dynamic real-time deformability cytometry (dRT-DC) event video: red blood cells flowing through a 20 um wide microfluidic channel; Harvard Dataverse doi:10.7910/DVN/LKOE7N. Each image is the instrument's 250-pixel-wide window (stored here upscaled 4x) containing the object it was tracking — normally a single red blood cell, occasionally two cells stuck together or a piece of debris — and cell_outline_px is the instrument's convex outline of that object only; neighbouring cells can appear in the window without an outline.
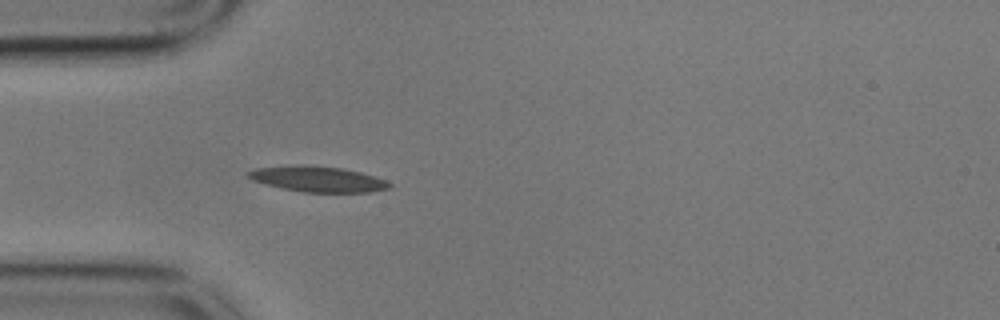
{"species": "common noctule bat (a hibernating species)", "species_latin": "Nyctalus noctula", "temperature_condition": "cold", "stored_images_in_passage": 46, "camera_frame_rate_fps": 3000, "um_per_image_px": 0.085, "animal": {"sex": "male", "body_mass_g": 17.9}, "frame": {"image": 1, "passage_image": 6, "time_ms": 1.667, "image_size_px": [1000, 320], "cell_outline_px": [[392, 188], [372, 192], [304, 192], [280, 188], [264, 184], [252, 180], [244, 176], [244, 172], [256, 168], [300, 164], [308, 164], [340, 168], [360, 172], [376, 176], [392, 184]], "centroid_in_image_um": [26.96, 15.21], "position_along_channel_um": 58.0, "area_um2": 21.44}}
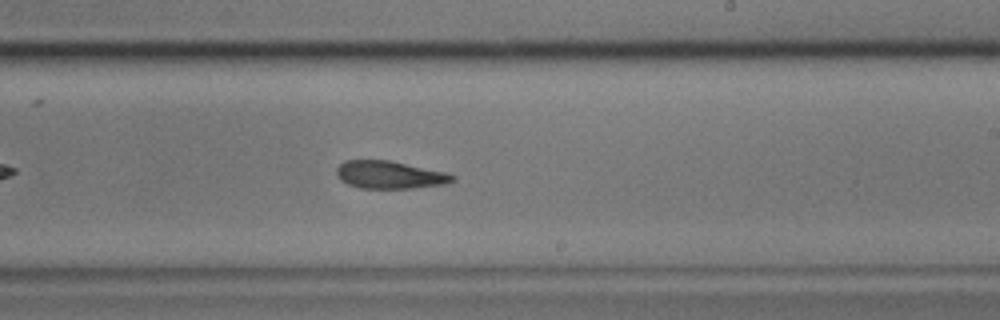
{"frame": {"image": 2, "passage_image": 23, "time_ms": 7.333, "image_size_px": [1000, 320], "cell_outline_px": [[456, 180], [448, 184], [412, 188], [360, 188], [348, 184], [340, 180], [336, 176], [336, 168], [344, 160], [388, 160], [444, 172], [456, 176]], "centroid_in_image_um": [33.11, 14.86], "position_along_channel_um": 255.9, "area_um2": 18.73}}
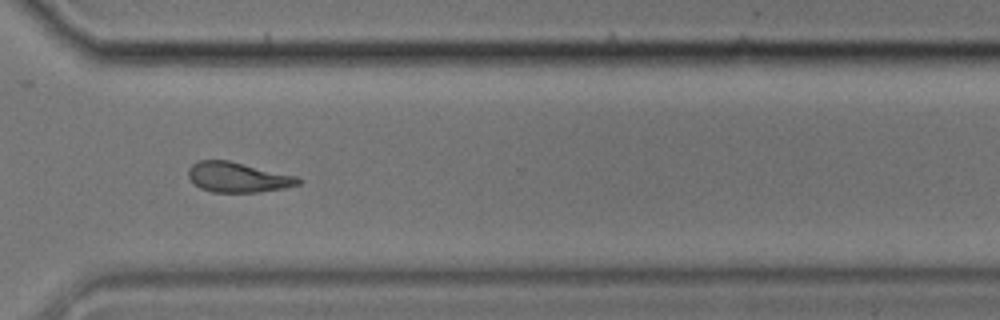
{"frame": {"image": 3, "passage_image": 31, "time_ms": 10.0, "image_size_px": [1000, 320], "cell_outline_px": [[304, 180], [300, 184], [284, 188], [260, 192], [212, 192], [200, 188], [188, 176], [188, 168], [192, 164], [200, 160], [228, 160], [296, 176]], "centroid_in_image_um": [20.23, 15.07], "position_along_channel_um": 350.4, "area_um2": 19.19}, "authors_computed_cell_mechanics": {"area_um2": 19.5653, "velocity_mm_per_s": 3.5383, "shape_relaxation_time_tau1_ms": null, "shape_relaxation_time_tau2_ms": 5.8402, "deformation_change_tau1": null, "deformation_change_tau2": 0.1478}}